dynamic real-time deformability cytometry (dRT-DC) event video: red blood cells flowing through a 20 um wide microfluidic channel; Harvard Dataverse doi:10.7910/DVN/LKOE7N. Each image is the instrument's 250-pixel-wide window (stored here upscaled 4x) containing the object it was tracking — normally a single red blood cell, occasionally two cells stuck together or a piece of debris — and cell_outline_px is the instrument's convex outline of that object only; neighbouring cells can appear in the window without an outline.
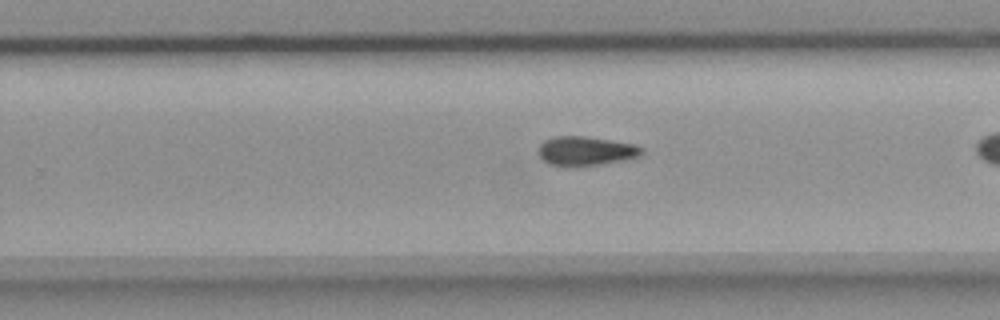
{"species": "common noctule bat (a hibernating species)", "species_latin": "Nyctalus noctula", "temperature_condition": "room temperature", "stored_images_in_passage": 29, "camera_frame_rate_fps": 3000, "um_per_image_px": 0.085, "animal": {"sex": "female", "body_mass_g": 18.4}, "frame": {"image": 1, "passage_image": 21, "time_ms": 6.667, "image_size_px": [1000, 320], "cell_outline_px": [[644, 152], [640, 156], [624, 160], [596, 164], [548, 164], [536, 152], [540, 144], [544, 140], [552, 136], [584, 136], [636, 144], [644, 148]], "centroid_in_image_um": [49.81, 12.79], "position_along_channel_um": 280.0, "area_um2": 17.22}}